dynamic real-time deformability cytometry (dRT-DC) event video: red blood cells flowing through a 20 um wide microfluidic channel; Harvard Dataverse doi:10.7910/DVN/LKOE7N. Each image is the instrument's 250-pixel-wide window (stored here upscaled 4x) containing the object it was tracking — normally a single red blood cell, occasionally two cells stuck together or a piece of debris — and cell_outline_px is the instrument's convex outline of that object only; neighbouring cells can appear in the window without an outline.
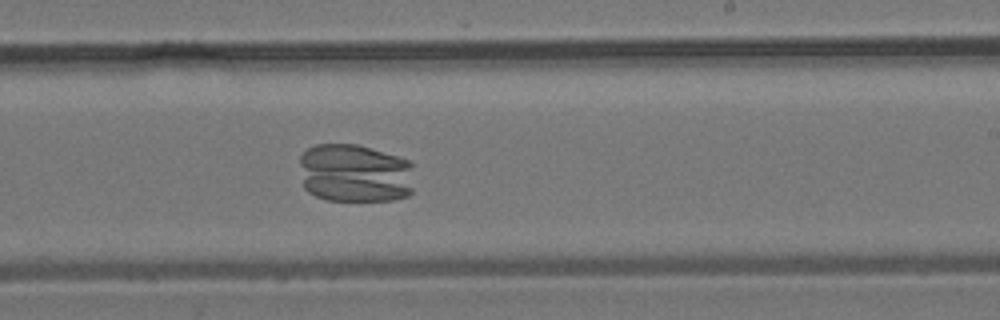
{"species": "common noctule bat (a hibernating species)", "species_latin": "Nyctalus noctula", "temperature_condition": "room temperature", "stored_images_in_passage": 43, "camera_frame_rate_fps": 3000, "um_per_image_px": 0.085, "animal": {"sex": "male", "body_mass_g": 19.2, "forearm_length_mm": 51.8}, "frame": {"image": 1, "passage_image": 25, "time_ms": 8.0, "image_size_px": [1000, 320], "cell_outline_px": [[412, 192], [408, 196], [392, 200], [328, 200], [316, 196], [308, 192], [304, 188], [300, 164], [300, 156], [308, 148], [316, 144], [356, 144], [396, 156], [408, 160], [412, 164]], "centroid_in_image_um": [30.16, 14.73], "position_along_channel_um": 258.8, "area_um2": 39.36}}